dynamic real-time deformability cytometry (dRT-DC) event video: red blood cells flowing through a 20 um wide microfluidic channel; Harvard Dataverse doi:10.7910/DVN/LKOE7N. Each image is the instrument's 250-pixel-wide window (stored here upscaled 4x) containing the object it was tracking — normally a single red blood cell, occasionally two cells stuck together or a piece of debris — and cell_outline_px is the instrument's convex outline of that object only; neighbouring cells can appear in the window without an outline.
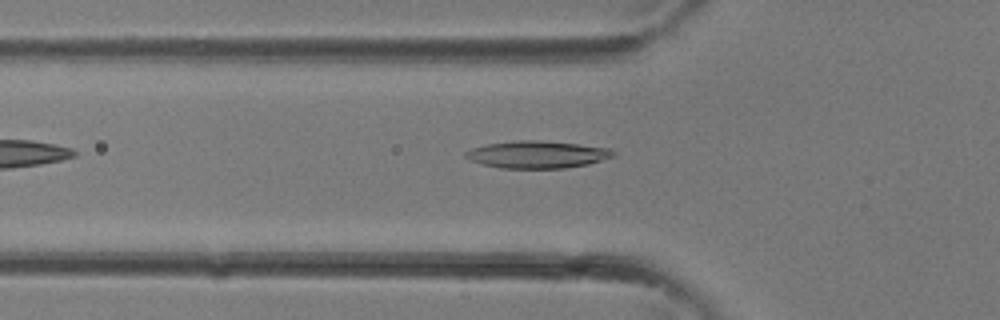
{"species": "common noctule bat (a hibernating species)", "species_latin": "Nyctalus noctula", "temperature_condition": "room temperature", "stored_images_in_passage": 21, "camera_frame_rate_fps": 3000, "um_per_image_px": 0.085, "animal": {"sex": "female"}, "frame": {"image": 1, "passage_image": 2, "time_ms": 0.333, "image_size_px": [1000, 320], "cell_outline_px": [[616, 156], [588, 164], [564, 168], [500, 168], [484, 164], [472, 160], [464, 156], [464, 152], [472, 148], [488, 144], [516, 140], [540, 140], [612, 148], [616, 152]], "centroid_in_image_um": [45.71, 13.13], "position_along_channel_um": 80.1, "area_um2": 23.41}}
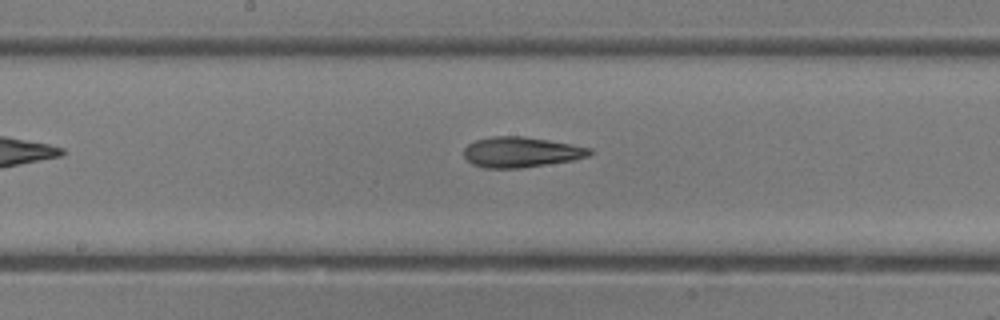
{"frame": {"image": 2, "passage_image": 8, "time_ms": 2.333, "image_size_px": [1000, 320], "cell_outline_px": [[592, 152], [588, 156], [572, 160], [520, 168], [484, 168], [472, 164], [464, 156], [464, 148], [468, 144], [476, 140], [492, 136], [524, 136], [572, 144], [592, 148]], "centroid_in_image_um": [44.27, 12.92], "position_along_channel_um": 203.9, "area_um2": 22.2}}
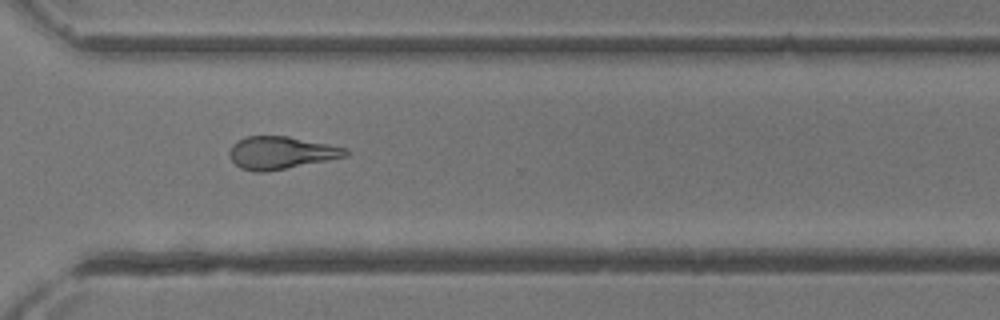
{"frame": {"image": 3, "passage_image": 15, "time_ms": 4.667, "image_size_px": [1000, 320], "cell_outline_px": [[352, 152], [348, 156], [328, 160], [264, 172], [256, 172], [240, 168], [228, 156], [228, 152], [232, 144], [248, 136], [288, 136], [348, 148]], "centroid_in_image_um": [23.9, 12.98], "position_along_channel_um": 346.7, "area_um2": 22.02}}